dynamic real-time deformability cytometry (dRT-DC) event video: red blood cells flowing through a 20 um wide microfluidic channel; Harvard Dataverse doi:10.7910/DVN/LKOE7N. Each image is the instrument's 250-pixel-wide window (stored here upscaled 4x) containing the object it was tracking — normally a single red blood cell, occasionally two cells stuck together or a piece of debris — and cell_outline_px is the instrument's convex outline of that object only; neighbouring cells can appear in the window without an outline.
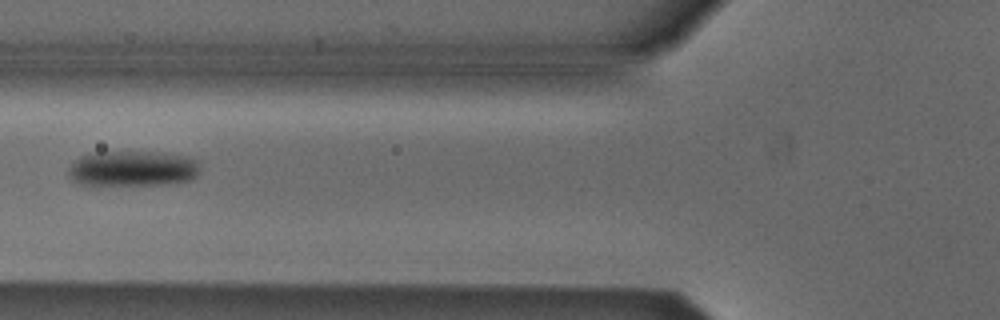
{"species": "Egyptian fruit bat (a non-hibernating species)", "species_latin": "Rousettus aegyptiacus", "temperature_condition": "cold", "stored_images_in_passage": 6, "camera_frame_rate_fps": 3000, "um_per_image_px": 0.085, "animal": {"sex": "male"}, "frame": {"image": 1, "passage_image": 6, "time_ms": 5.667, "image_size_px": [1000, 320], "cell_outline_px": [[200, 168], [196, 176], [188, 180], [176, 184], [76, 184], [72, 180], [68, 172], [68, 168], [80, 156], [96, 152], [164, 152], [184, 156], [196, 160]], "centroid_in_image_um": [11.29, 14.32], "position_along_channel_um": 114.5, "area_um2": 27.11}}